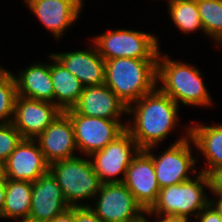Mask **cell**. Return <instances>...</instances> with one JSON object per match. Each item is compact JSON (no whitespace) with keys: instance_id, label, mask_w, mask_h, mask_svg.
<instances>
[{"instance_id":"6da1fadb","label":"cell","mask_w":222,"mask_h":222,"mask_svg":"<svg viewBox=\"0 0 222 222\" xmlns=\"http://www.w3.org/2000/svg\"><path fill=\"white\" fill-rule=\"evenodd\" d=\"M178 112L179 105L156 87L127 107L133 117L125 122L126 131L141 150L153 149L178 126Z\"/></svg>"},{"instance_id":"7a4b0ae2","label":"cell","mask_w":222,"mask_h":222,"mask_svg":"<svg viewBox=\"0 0 222 222\" xmlns=\"http://www.w3.org/2000/svg\"><path fill=\"white\" fill-rule=\"evenodd\" d=\"M158 59L115 58L105 61V85L129 107L154 90Z\"/></svg>"},{"instance_id":"3957f363","label":"cell","mask_w":222,"mask_h":222,"mask_svg":"<svg viewBox=\"0 0 222 222\" xmlns=\"http://www.w3.org/2000/svg\"><path fill=\"white\" fill-rule=\"evenodd\" d=\"M200 71L192 64L171 60L168 54L163 56L159 51L157 83L162 85L157 87L178 105L212 106L211 96Z\"/></svg>"},{"instance_id":"277c9868","label":"cell","mask_w":222,"mask_h":222,"mask_svg":"<svg viewBox=\"0 0 222 222\" xmlns=\"http://www.w3.org/2000/svg\"><path fill=\"white\" fill-rule=\"evenodd\" d=\"M85 158V155L75 156L49 164V171L60 185L70 207L89 206L88 203L83 204L81 201L94 200L103 184L94 172L89 156Z\"/></svg>"},{"instance_id":"5b68a950","label":"cell","mask_w":222,"mask_h":222,"mask_svg":"<svg viewBox=\"0 0 222 222\" xmlns=\"http://www.w3.org/2000/svg\"><path fill=\"white\" fill-rule=\"evenodd\" d=\"M205 187L210 189V182L208 174L203 172H198L185 182L163 187L159 190L156 201L145 213L196 217L210 203Z\"/></svg>"},{"instance_id":"8992f818","label":"cell","mask_w":222,"mask_h":222,"mask_svg":"<svg viewBox=\"0 0 222 222\" xmlns=\"http://www.w3.org/2000/svg\"><path fill=\"white\" fill-rule=\"evenodd\" d=\"M99 55L106 61L115 58L158 59L157 37L142 31L114 29L94 36Z\"/></svg>"},{"instance_id":"52a82bcc","label":"cell","mask_w":222,"mask_h":222,"mask_svg":"<svg viewBox=\"0 0 222 222\" xmlns=\"http://www.w3.org/2000/svg\"><path fill=\"white\" fill-rule=\"evenodd\" d=\"M186 136L179 137L158 157L151 148L145 151L152 157L156 179L160 189L190 180L197 173L196 160L192 155V139L189 137V127L185 128ZM192 172V174L188 173ZM190 174V175H189Z\"/></svg>"},{"instance_id":"ba28073f","label":"cell","mask_w":222,"mask_h":222,"mask_svg":"<svg viewBox=\"0 0 222 222\" xmlns=\"http://www.w3.org/2000/svg\"><path fill=\"white\" fill-rule=\"evenodd\" d=\"M90 209L104 222H140L145 210L123 182L103 183Z\"/></svg>"},{"instance_id":"9c48e42d","label":"cell","mask_w":222,"mask_h":222,"mask_svg":"<svg viewBox=\"0 0 222 222\" xmlns=\"http://www.w3.org/2000/svg\"><path fill=\"white\" fill-rule=\"evenodd\" d=\"M64 112L72 122L77 149L85 156L102 150L126 130L120 119L88 117L73 108Z\"/></svg>"},{"instance_id":"30bf717a","label":"cell","mask_w":222,"mask_h":222,"mask_svg":"<svg viewBox=\"0 0 222 222\" xmlns=\"http://www.w3.org/2000/svg\"><path fill=\"white\" fill-rule=\"evenodd\" d=\"M140 150L136 141L125 130L114 141L102 150L91 154L89 158L94 172L98 174L102 183L123 182L127 168ZM121 174L124 177H119Z\"/></svg>"},{"instance_id":"8fae6325","label":"cell","mask_w":222,"mask_h":222,"mask_svg":"<svg viewBox=\"0 0 222 222\" xmlns=\"http://www.w3.org/2000/svg\"><path fill=\"white\" fill-rule=\"evenodd\" d=\"M61 113L51 102L17 96L11 123L23 139H35Z\"/></svg>"},{"instance_id":"7c38bea8","label":"cell","mask_w":222,"mask_h":222,"mask_svg":"<svg viewBox=\"0 0 222 222\" xmlns=\"http://www.w3.org/2000/svg\"><path fill=\"white\" fill-rule=\"evenodd\" d=\"M69 207L60 185L50 171L32 182L31 209L28 220L49 222Z\"/></svg>"},{"instance_id":"4fadbf2b","label":"cell","mask_w":222,"mask_h":222,"mask_svg":"<svg viewBox=\"0 0 222 222\" xmlns=\"http://www.w3.org/2000/svg\"><path fill=\"white\" fill-rule=\"evenodd\" d=\"M45 160L51 164L58 160L75 157L78 152L74 128L69 116L62 112L57 118L35 139Z\"/></svg>"},{"instance_id":"5bb4252c","label":"cell","mask_w":222,"mask_h":222,"mask_svg":"<svg viewBox=\"0 0 222 222\" xmlns=\"http://www.w3.org/2000/svg\"><path fill=\"white\" fill-rule=\"evenodd\" d=\"M123 183L145 211L156 201L160 187L152 157L145 150H140L133 158Z\"/></svg>"},{"instance_id":"9a60e30c","label":"cell","mask_w":222,"mask_h":222,"mask_svg":"<svg viewBox=\"0 0 222 222\" xmlns=\"http://www.w3.org/2000/svg\"><path fill=\"white\" fill-rule=\"evenodd\" d=\"M4 165L6 179L12 180L34 182L49 171V163L34 139H22Z\"/></svg>"},{"instance_id":"2e32d148","label":"cell","mask_w":222,"mask_h":222,"mask_svg":"<svg viewBox=\"0 0 222 222\" xmlns=\"http://www.w3.org/2000/svg\"><path fill=\"white\" fill-rule=\"evenodd\" d=\"M83 6L76 0H36L28 8L59 40L79 19Z\"/></svg>"},{"instance_id":"e0dca14e","label":"cell","mask_w":222,"mask_h":222,"mask_svg":"<svg viewBox=\"0 0 222 222\" xmlns=\"http://www.w3.org/2000/svg\"><path fill=\"white\" fill-rule=\"evenodd\" d=\"M73 109L88 117L121 119L127 116V106L105 84L84 87Z\"/></svg>"},{"instance_id":"ac0fdd59","label":"cell","mask_w":222,"mask_h":222,"mask_svg":"<svg viewBox=\"0 0 222 222\" xmlns=\"http://www.w3.org/2000/svg\"><path fill=\"white\" fill-rule=\"evenodd\" d=\"M84 87L105 84V60L94 43L85 50L51 53Z\"/></svg>"},{"instance_id":"d6986e66","label":"cell","mask_w":222,"mask_h":222,"mask_svg":"<svg viewBox=\"0 0 222 222\" xmlns=\"http://www.w3.org/2000/svg\"><path fill=\"white\" fill-rule=\"evenodd\" d=\"M17 96H22L54 104V89L50 73V64L36 62L14 74Z\"/></svg>"},{"instance_id":"ffe728a7","label":"cell","mask_w":222,"mask_h":222,"mask_svg":"<svg viewBox=\"0 0 222 222\" xmlns=\"http://www.w3.org/2000/svg\"><path fill=\"white\" fill-rule=\"evenodd\" d=\"M195 125L189 126V137L197 152H200L207 161L206 167L201 172L208 174L211 170L222 166V124Z\"/></svg>"},{"instance_id":"44dd1931","label":"cell","mask_w":222,"mask_h":222,"mask_svg":"<svg viewBox=\"0 0 222 222\" xmlns=\"http://www.w3.org/2000/svg\"><path fill=\"white\" fill-rule=\"evenodd\" d=\"M50 73L54 89V104L62 111L72 109L80 99L84 86L53 55L49 54Z\"/></svg>"},{"instance_id":"7402d4cb","label":"cell","mask_w":222,"mask_h":222,"mask_svg":"<svg viewBox=\"0 0 222 222\" xmlns=\"http://www.w3.org/2000/svg\"><path fill=\"white\" fill-rule=\"evenodd\" d=\"M31 196L32 182L6 179L5 201L0 219L28 220Z\"/></svg>"},{"instance_id":"603a6c76","label":"cell","mask_w":222,"mask_h":222,"mask_svg":"<svg viewBox=\"0 0 222 222\" xmlns=\"http://www.w3.org/2000/svg\"><path fill=\"white\" fill-rule=\"evenodd\" d=\"M168 12L174 25L188 34L200 30L204 32L198 12L197 2L193 0H167Z\"/></svg>"},{"instance_id":"cb8c5ba5","label":"cell","mask_w":222,"mask_h":222,"mask_svg":"<svg viewBox=\"0 0 222 222\" xmlns=\"http://www.w3.org/2000/svg\"><path fill=\"white\" fill-rule=\"evenodd\" d=\"M200 20L205 35L222 45V0H204L197 2Z\"/></svg>"},{"instance_id":"d4e9b609","label":"cell","mask_w":222,"mask_h":222,"mask_svg":"<svg viewBox=\"0 0 222 222\" xmlns=\"http://www.w3.org/2000/svg\"><path fill=\"white\" fill-rule=\"evenodd\" d=\"M16 97L17 90L13 73L3 69L0 72V125L12 121Z\"/></svg>"},{"instance_id":"484cf974","label":"cell","mask_w":222,"mask_h":222,"mask_svg":"<svg viewBox=\"0 0 222 222\" xmlns=\"http://www.w3.org/2000/svg\"><path fill=\"white\" fill-rule=\"evenodd\" d=\"M23 138L13 124L0 125V161L5 162Z\"/></svg>"},{"instance_id":"4316f807","label":"cell","mask_w":222,"mask_h":222,"mask_svg":"<svg viewBox=\"0 0 222 222\" xmlns=\"http://www.w3.org/2000/svg\"><path fill=\"white\" fill-rule=\"evenodd\" d=\"M210 191L215 195H222V166L211 170L208 173Z\"/></svg>"},{"instance_id":"83f0119b","label":"cell","mask_w":222,"mask_h":222,"mask_svg":"<svg viewBox=\"0 0 222 222\" xmlns=\"http://www.w3.org/2000/svg\"><path fill=\"white\" fill-rule=\"evenodd\" d=\"M197 222H222V216L211 203L205 206L195 217Z\"/></svg>"},{"instance_id":"f1b7e54d","label":"cell","mask_w":222,"mask_h":222,"mask_svg":"<svg viewBox=\"0 0 222 222\" xmlns=\"http://www.w3.org/2000/svg\"><path fill=\"white\" fill-rule=\"evenodd\" d=\"M76 222H104L89 206L76 207Z\"/></svg>"},{"instance_id":"f546056e","label":"cell","mask_w":222,"mask_h":222,"mask_svg":"<svg viewBox=\"0 0 222 222\" xmlns=\"http://www.w3.org/2000/svg\"><path fill=\"white\" fill-rule=\"evenodd\" d=\"M148 217L155 216L157 222H190L192 219L189 220L187 217L176 216V215H169V214H160V213H145ZM189 220V221H188Z\"/></svg>"},{"instance_id":"4dcf8cb0","label":"cell","mask_w":222,"mask_h":222,"mask_svg":"<svg viewBox=\"0 0 222 222\" xmlns=\"http://www.w3.org/2000/svg\"><path fill=\"white\" fill-rule=\"evenodd\" d=\"M49 222H76V207H69Z\"/></svg>"},{"instance_id":"1f68e13d","label":"cell","mask_w":222,"mask_h":222,"mask_svg":"<svg viewBox=\"0 0 222 222\" xmlns=\"http://www.w3.org/2000/svg\"><path fill=\"white\" fill-rule=\"evenodd\" d=\"M6 193V179L0 181V214L2 213Z\"/></svg>"},{"instance_id":"d6a6232c","label":"cell","mask_w":222,"mask_h":222,"mask_svg":"<svg viewBox=\"0 0 222 222\" xmlns=\"http://www.w3.org/2000/svg\"><path fill=\"white\" fill-rule=\"evenodd\" d=\"M216 197L214 200L212 198H210V203L218 211V213L222 216V195H217Z\"/></svg>"},{"instance_id":"836d02e7","label":"cell","mask_w":222,"mask_h":222,"mask_svg":"<svg viewBox=\"0 0 222 222\" xmlns=\"http://www.w3.org/2000/svg\"><path fill=\"white\" fill-rule=\"evenodd\" d=\"M5 179H6L5 165L3 161H0V181H3Z\"/></svg>"},{"instance_id":"e575fe53","label":"cell","mask_w":222,"mask_h":222,"mask_svg":"<svg viewBox=\"0 0 222 222\" xmlns=\"http://www.w3.org/2000/svg\"><path fill=\"white\" fill-rule=\"evenodd\" d=\"M24 1H25L24 3H26V5L28 6L30 3H32V2H34L36 0H24Z\"/></svg>"},{"instance_id":"d590c367","label":"cell","mask_w":222,"mask_h":222,"mask_svg":"<svg viewBox=\"0 0 222 222\" xmlns=\"http://www.w3.org/2000/svg\"><path fill=\"white\" fill-rule=\"evenodd\" d=\"M76 1H78L82 6H84V3H83L84 0H76Z\"/></svg>"},{"instance_id":"8d00e7d4","label":"cell","mask_w":222,"mask_h":222,"mask_svg":"<svg viewBox=\"0 0 222 222\" xmlns=\"http://www.w3.org/2000/svg\"><path fill=\"white\" fill-rule=\"evenodd\" d=\"M140 222H150L146 217Z\"/></svg>"},{"instance_id":"74e56055","label":"cell","mask_w":222,"mask_h":222,"mask_svg":"<svg viewBox=\"0 0 222 222\" xmlns=\"http://www.w3.org/2000/svg\"><path fill=\"white\" fill-rule=\"evenodd\" d=\"M19 222H33V221H30V220H19Z\"/></svg>"},{"instance_id":"f35d334b","label":"cell","mask_w":222,"mask_h":222,"mask_svg":"<svg viewBox=\"0 0 222 222\" xmlns=\"http://www.w3.org/2000/svg\"><path fill=\"white\" fill-rule=\"evenodd\" d=\"M193 1H195V2H200V1H204V0H193Z\"/></svg>"}]
</instances>
